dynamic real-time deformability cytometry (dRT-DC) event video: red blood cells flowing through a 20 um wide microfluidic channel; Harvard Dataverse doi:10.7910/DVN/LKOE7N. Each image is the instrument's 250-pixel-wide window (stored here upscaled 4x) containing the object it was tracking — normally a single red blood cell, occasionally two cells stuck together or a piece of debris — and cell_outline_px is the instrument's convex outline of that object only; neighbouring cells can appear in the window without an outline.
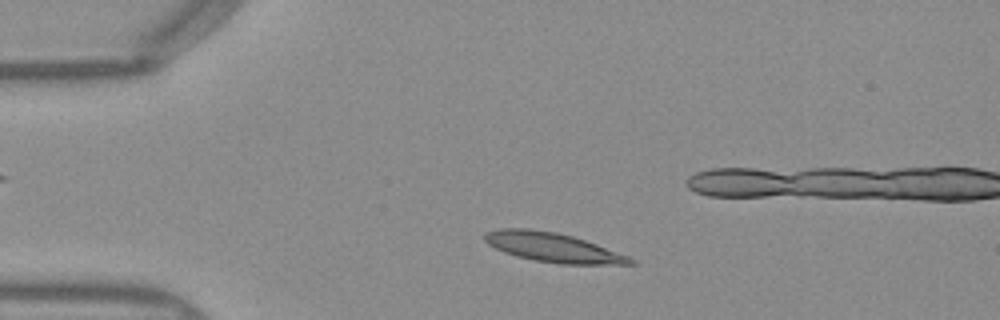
{"species": "Egyptian fruit bat (a non-hibernating species)", "species_latin": "Rousettus aegyptiacus", "temperature_condition": "warm", "stored_images_in_passage": 12, "camera_frame_rate_fps": 3000, "um_per_image_px": 0.085, "frame": {"image": 1, "passage_image": 7, "time_ms": 2.0, "image_size_px": [1000, 320], "cell_outline_px": [[636, 264], [560, 264], [536, 260], [516, 256], [504, 252], [488, 244], [484, 240], [484, 232], [500, 228], [528, 228], [556, 232], [572, 236], [596, 244], [628, 256], [636, 260]], "centroid_in_image_um": [46.96, 21.02], "position_along_channel_um": 38.0, "area_um2": 24.74}}